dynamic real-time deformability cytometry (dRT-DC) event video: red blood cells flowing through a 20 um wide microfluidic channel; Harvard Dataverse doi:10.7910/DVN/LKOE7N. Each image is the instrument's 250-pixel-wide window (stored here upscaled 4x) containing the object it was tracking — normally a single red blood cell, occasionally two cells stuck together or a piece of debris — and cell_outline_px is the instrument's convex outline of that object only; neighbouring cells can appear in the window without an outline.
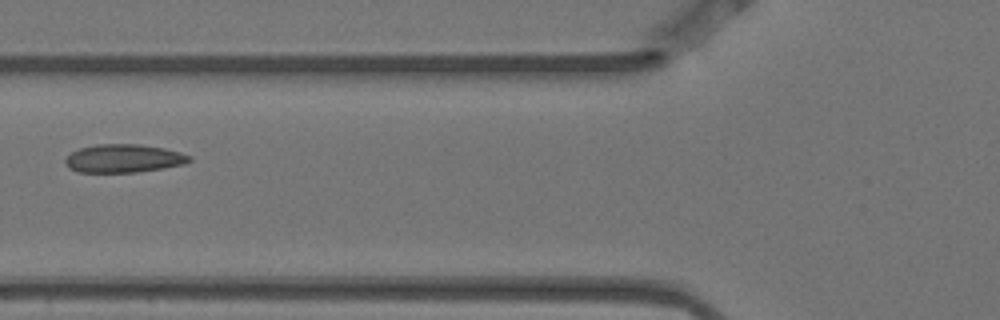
{"species": "Egyptian fruit bat (a non-hibernating species)", "species_latin": "Rousettus aegyptiacus", "temperature_condition": "warm", "stored_images_in_passage": 6, "camera_frame_rate_fps": 3000, "um_per_image_px": 0.085, "animal": {"sex": "female"}, "frame": {"image": 1, "passage_image": 6, "time_ms": 1.667, "image_size_px": [1000, 320], "cell_outline_px": [[192, 160], [184, 164], [164, 168], [136, 172], [80, 172], [68, 168], [64, 164], [64, 160], [72, 152], [80, 148], [96, 144], [140, 144], [164, 148], [180, 152], [192, 156]], "centroid_in_image_um": [10.52, 13.46], "position_along_channel_um": 115.3, "area_um2": 20.52}}